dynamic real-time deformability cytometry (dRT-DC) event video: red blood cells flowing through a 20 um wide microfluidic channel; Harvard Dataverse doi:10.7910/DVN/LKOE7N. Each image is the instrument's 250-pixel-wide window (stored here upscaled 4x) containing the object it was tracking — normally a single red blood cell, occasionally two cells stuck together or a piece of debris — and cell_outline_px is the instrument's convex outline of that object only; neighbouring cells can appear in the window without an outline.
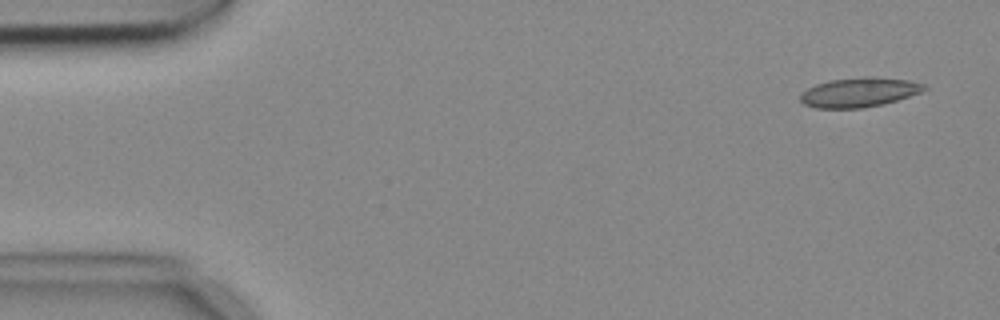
{"species": "common noctule bat (a hibernating species)", "species_latin": "Nyctalus noctula", "temperature_condition": "cold", "stored_images_in_passage": 3, "camera_frame_rate_fps": 3000, "um_per_image_px": 0.085, "animal": {"sex": "female", "body_mass_g": 18.4}, "frame": {"image": 1, "passage_image": 1, "time_ms": 0.0, "image_size_px": [1000, 320], "cell_outline_px": [[928, 88], [920, 92], [884, 104], [864, 108], [816, 108], [804, 104], [800, 100], [800, 96], [808, 88], [816, 84], [828, 80], [864, 76], [872, 76], [908, 80], [924, 84]], "centroid_in_image_um": [73.02, 7.84], "position_along_channel_um": 12.0, "area_um2": 21.27}}